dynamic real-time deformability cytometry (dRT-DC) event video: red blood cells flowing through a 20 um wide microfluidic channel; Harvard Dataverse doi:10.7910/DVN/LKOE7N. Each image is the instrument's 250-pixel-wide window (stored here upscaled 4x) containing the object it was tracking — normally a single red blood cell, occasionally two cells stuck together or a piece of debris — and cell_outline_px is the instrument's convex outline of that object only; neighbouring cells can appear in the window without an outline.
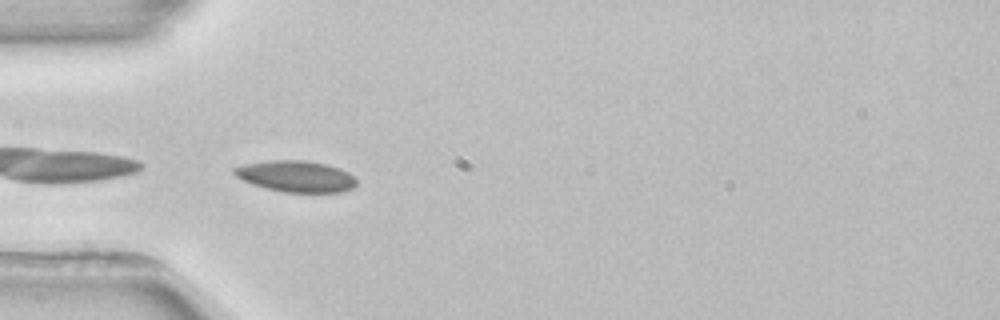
{"species": "common noctule bat (a hibernating species)", "species_latin": "Nyctalus noctula", "temperature_condition": "room temperature", "stored_images_in_passage": 6, "camera_frame_rate_fps": 3000, "um_per_image_px": 0.085, "animal": {"sex": "female", "body_mass_g": 22.7, "forearm_length_mm": 54.2}, "frame": {"image": 1, "passage_image": 4, "time_ms": 4.333, "image_size_px": [1000, 320], "cell_outline_px": [[356, 184], [352, 188], [340, 192], [284, 192], [252, 184], [236, 176], [232, 172], [232, 168], [244, 164], [272, 160], [308, 160], [328, 164], [340, 168], [356, 176]], "centroid_in_image_um": [25.19, 14.97], "position_along_channel_um": 59.8, "area_um2": 22.37}}